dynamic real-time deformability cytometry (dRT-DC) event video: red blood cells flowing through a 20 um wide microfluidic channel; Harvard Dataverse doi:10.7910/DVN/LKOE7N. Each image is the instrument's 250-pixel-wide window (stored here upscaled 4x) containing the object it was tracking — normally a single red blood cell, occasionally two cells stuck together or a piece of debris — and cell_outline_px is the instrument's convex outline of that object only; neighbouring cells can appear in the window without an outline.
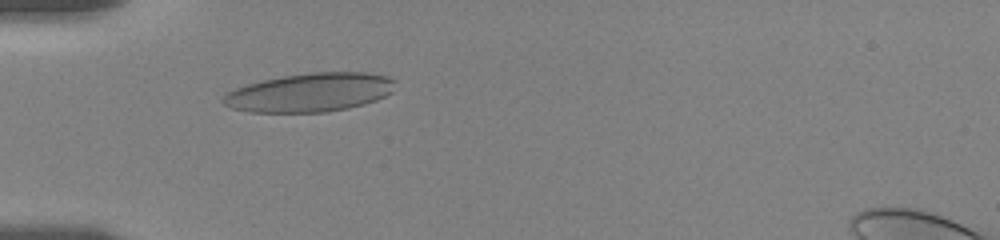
{"species": "human", "species_latin": "Homo sapiens", "temperature_condition": "room temperature", "stored_images_in_passage": 7, "camera_frame_rate_fps": 3000, "um_per_image_px": 0.085, "donor": {"sex": "female"}, "frame": {"image": 1, "passage_image": 4, "time_ms": 4.0, "image_size_px": [1000, 240], "cell_outline_px": [[396, 80], [392, 92], [376, 100], [364, 104], [348, 108], [324, 112], [252, 112], [232, 108], [224, 104], [220, 100], [228, 92], [236, 88], [248, 84], [264, 80], [284, 76], [312, 72], [364, 72], [388, 76]], "centroid_in_image_um": [26.37, 7.86], "position_along_channel_um": 58.6, "area_um2": 38.67}}
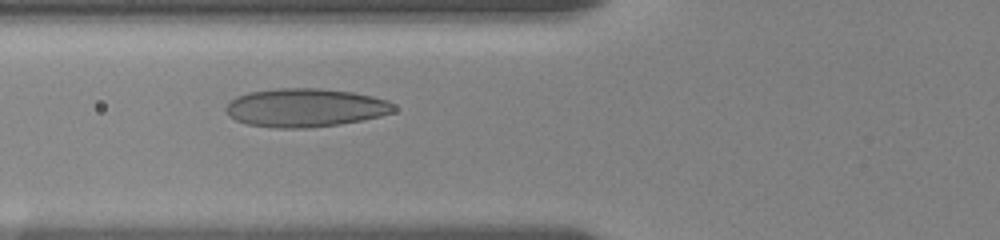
{"frame": {"image": 2, "passage_image": 6, "time_ms": 5.333, "image_size_px": [1000, 240], "cell_outline_px": [[396, 108], [392, 112], [380, 116], [340, 124], [304, 128], [276, 128], [248, 124], [236, 120], [224, 108], [228, 100], [236, 96], [248, 92], [276, 88], [320, 88], [352, 92], [372, 96], [388, 100]], "centroid_in_image_um": [25.92, 9.14], "position_along_channel_um": 99.9, "area_um2": 37.63}}